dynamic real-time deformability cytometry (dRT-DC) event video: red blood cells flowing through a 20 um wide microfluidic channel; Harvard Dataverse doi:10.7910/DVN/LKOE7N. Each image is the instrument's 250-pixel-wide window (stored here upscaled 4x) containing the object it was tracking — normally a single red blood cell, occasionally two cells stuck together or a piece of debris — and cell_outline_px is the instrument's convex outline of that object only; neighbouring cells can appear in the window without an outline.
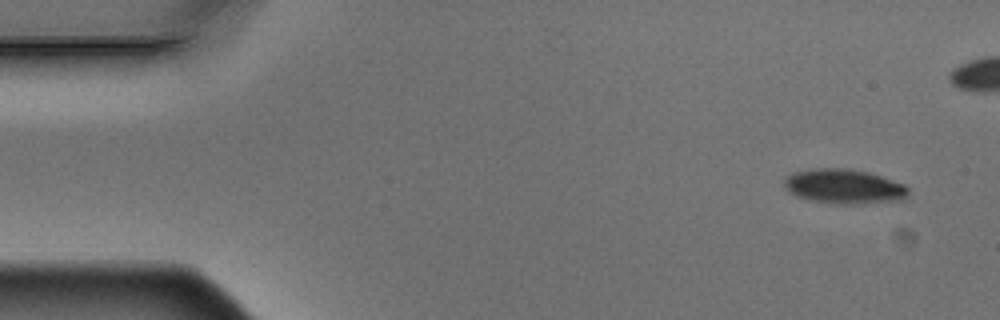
{"species": "Egyptian fruit bat (a non-hibernating species)", "species_latin": "Rousettus aegyptiacus", "temperature_condition": "warm", "stored_images_in_passage": 5, "camera_frame_rate_fps": 3000, "um_per_image_px": 0.085, "animal": {"sex": "male"}, "frame": {"image": 1, "passage_image": 1, "time_ms": 0.0, "image_size_px": [1000, 320], "cell_outline_px": [[908, 192], [904, 200], [848, 204], [840, 204], [812, 200], [796, 196], [788, 192], [784, 188], [784, 176], [792, 172], [812, 168], [844, 168], [868, 172], [904, 184], [908, 188]], "centroid_in_image_um": [71.69, 15.83], "position_along_channel_um": 13.3, "area_um2": 25.03}}
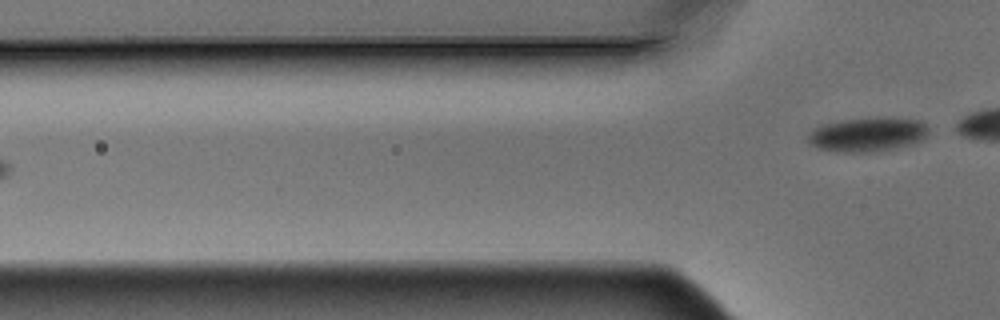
{"frame": {"image": 2, "passage_image": 5, "time_ms": 1.333, "image_size_px": [1000, 320], "cell_outline_px": [[928, 136], [912, 144], [896, 148], [868, 152], [836, 152], [820, 148], [812, 144], [808, 140], [808, 136], [812, 128], [820, 124], [844, 120], [920, 120], [928, 128]], "centroid_in_image_um": [73.7, 11.47], "position_along_channel_um": 52.1, "area_um2": 23.12}}